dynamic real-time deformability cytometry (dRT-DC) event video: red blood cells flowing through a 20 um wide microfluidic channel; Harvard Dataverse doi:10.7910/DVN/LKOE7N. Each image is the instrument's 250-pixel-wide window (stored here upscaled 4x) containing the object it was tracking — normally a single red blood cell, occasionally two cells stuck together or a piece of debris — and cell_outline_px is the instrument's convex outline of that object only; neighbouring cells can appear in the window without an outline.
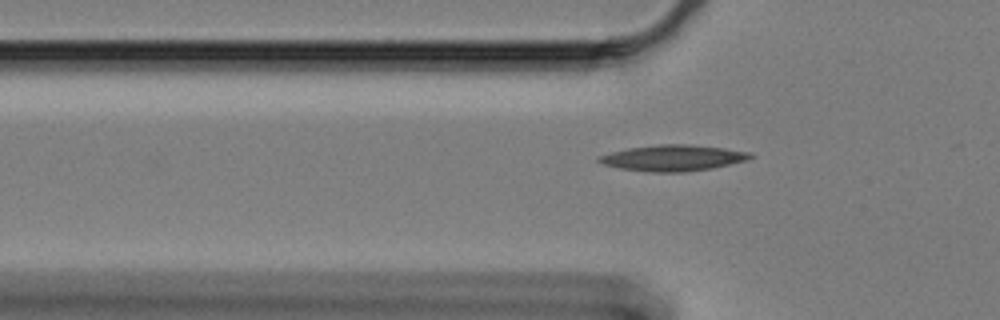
{"species": "Egyptian fruit bat (a non-hibernating species)", "species_latin": "Rousettus aegyptiacus", "temperature_condition": "cold", "stored_images_in_passage": 39, "camera_frame_rate_fps": 3000, "um_per_image_px": 0.085, "animal": {"sex": "female"}, "frame": {"image": 1, "passage_image": 3, "time_ms": 0.667, "image_size_px": [1000, 320], "cell_outline_px": [[752, 156], [748, 160], [712, 168], [684, 172], [652, 172], [620, 168], [604, 164], [596, 160], [600, 156], [612, 152], [628, 148], [660, 144], [692, 144], [724, 148], [752, 152]], "centroid_in_image_um": [57.25, 13.42], "position_along_channel_um": 68.6, "area_um2": 22.83}}
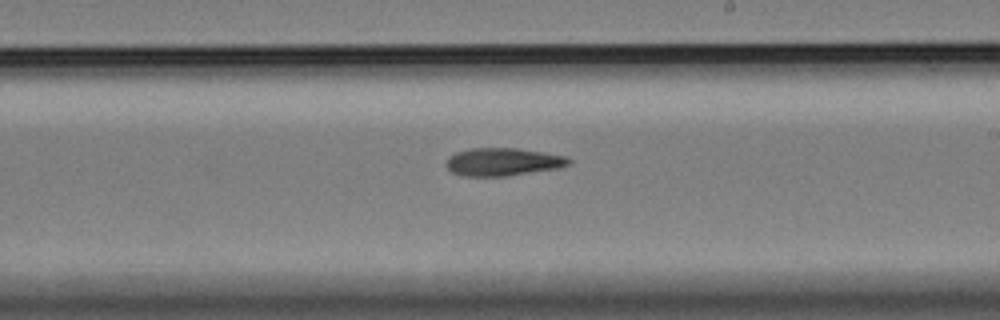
{"frame": {"image": 2, "passage_image": 19, "time_ms": 6.0, "image_size_px": [1000, 320], "cell_outline_px": [[572, 160], [568, 164], [560, 168], [504, 176], [464, 176], [452, 172], [448, 168], [448, 160], [456, 152], [472, 148], [516, 148], [568, 156]], "centroid_in_image_um": [42.8, 13.76], "position_along_channel_um": 246.2, "area_um2": 19.65}}
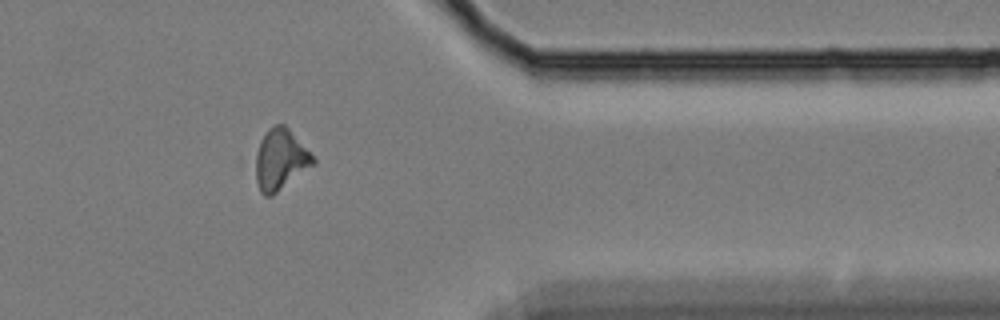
{"frame": {"image": 3, "passage_image": 33, "time_ms": 10.667, "image_size_px": [1000, 320], "cell_outline_px": [[316, 164], [272, 196], [264, 196], [260, 192], [256, 180], [256, 152], [260, 140], [268, 128], [276, 124], [284, 124], [312, 152], [316, 160]], "centroid_in_image_um": [23.86, 13.57], "position_along_channel_um": 387.5, "area_um2": 20.69}}